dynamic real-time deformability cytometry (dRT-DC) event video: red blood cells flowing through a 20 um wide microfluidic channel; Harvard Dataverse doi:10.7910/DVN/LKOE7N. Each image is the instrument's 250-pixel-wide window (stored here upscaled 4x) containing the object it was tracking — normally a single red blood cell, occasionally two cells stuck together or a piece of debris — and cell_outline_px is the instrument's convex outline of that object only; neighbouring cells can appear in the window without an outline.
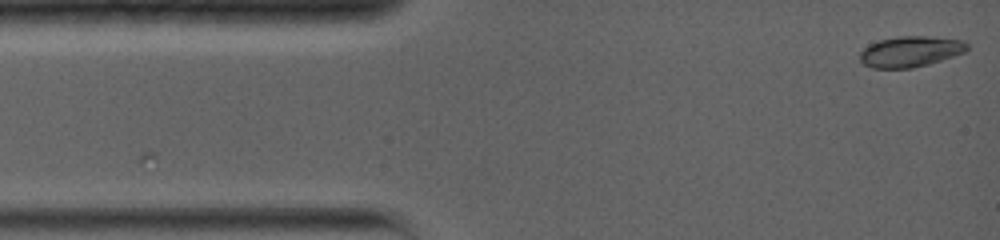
{"species": "common noctule bat (a hibernating species)", "species_latin": "Nyctalus noctula", "temperature_condition": "warm", "stored_images_in_passage": 52, "camera_frame_rate_fps": 5000, "um_per_image_px": 0.085, "animal": {"sex": "female", "body_mass_g": 19.0, "forearm_length_mm": 56.7}, "frame": {"image": 1, "passage_image": 1, "time_ms": 0.0, "image_size_px": [1000, 240], "cell_outline_px": [[968, 48], [964, 52], [928, 64], [912, 68], [872, 68], [864, 64], [860, 60], [860, 52], [868, 44], [880, 40], [900, 36], [928, 36], [964, 40], [968, 44]], "centroid_in_image_um": [77.37, 4.37], "position_along_channel_um": 7.6, "area_um2": 19.13}}
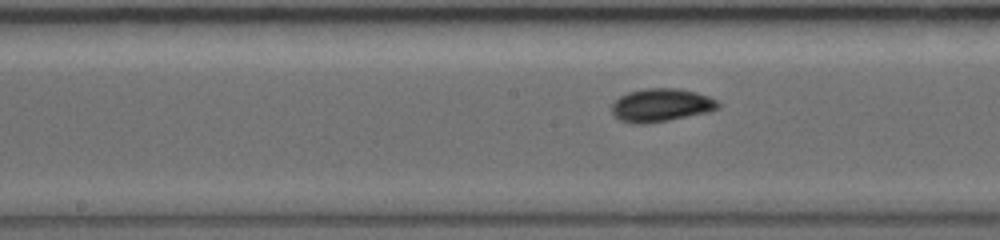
{"frame": {"image": 2, "passage_image": 23, "time_ms": 6.6, "image_size_px": [1000, 240], "cell_outline_px": [[720, 108], [708, 112], [668, 120], [644, 124], [632, 124], [620, 120], [612, 112], [612, 104], [620, 96], [628, 92], [644, 88], [680, 88], [696, 92], [708, 96], [716, 100], [720, 104]], "centroid_in_image_um": [56.2, 8.93], "position_along_channel_um": 192.0, "area_um2": 20.58}}
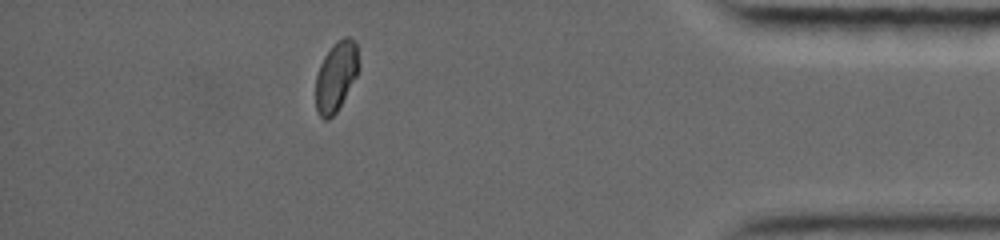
{"frame": {"image": 3, "passage_image": 45, "time_ms": 13.2, "image_size_px": [1000, 240], "cell_outline_px": [[360, 64], [356, 76], [336, 112], [328, 120], [324, 120], [320, 116], [316, 108], [316, 76], [320, 64], [324, 56], [332, 44], [336, 40], [344, 36], [348, 36], [356, 44]], "centroid_in_image_um": [28.56, 6.46], "position_along_channel_um": 406.6, "area_um2": 17.46}, "authors_computed_cell_mechanics": {"area_um2": 18.9006, "velocity_mm_per_s": 3.9049, "shape_relaxation_time_tau1_ms": 3.7411, "shape_relaxation_time_tau2_ms": null, "deformation_change_tau1": 0.1183, "deformation_change_tau2": null}}